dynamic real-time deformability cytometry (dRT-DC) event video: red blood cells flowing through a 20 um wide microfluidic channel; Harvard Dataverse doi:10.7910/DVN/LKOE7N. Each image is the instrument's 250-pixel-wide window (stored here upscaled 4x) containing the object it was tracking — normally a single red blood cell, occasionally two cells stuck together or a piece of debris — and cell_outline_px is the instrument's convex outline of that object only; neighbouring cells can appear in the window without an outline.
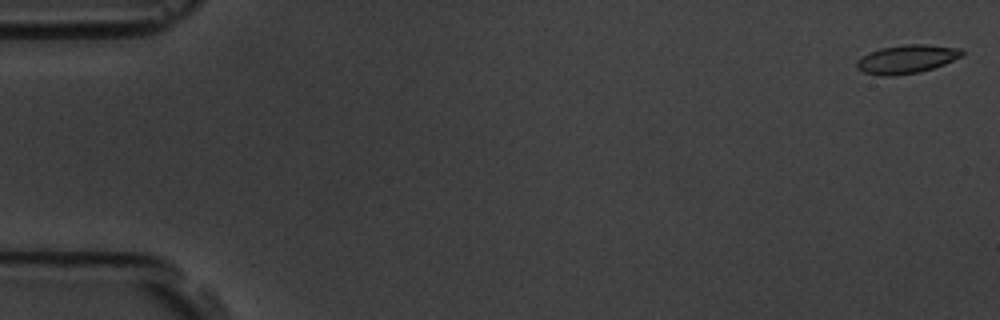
{"species": "common noctule bat (a hibernating species)", "species_latin": "Nyctalus noctula", "temperature_condition": "room temperature", "stored_images_in_passage": 5, "camera_frame_rate_fps": 3000, "um_per_image_px": 0.085, "animal": {"sex": "male", "body_mass_g": 19.5, "forearm_length_mm": 54.6}, "frame": {"image": 1, "passage_image": 1, "time_ms": 0.0, "image_size_px": [1000, 320], "cell_outline_px": [[964, 56], [944, 64], [920, 72], [892, 76], [880, 76], [864, 72], [856, 68], [856, 60], [860, 56], [868, 52], [880, 48], [904, 44], [924, 44], [960, 48], [964, 52]], "centroid_in_image_um": [77.04, 5.02], "position_along_channel_um": 8.0, "area_um2": 17.74}}
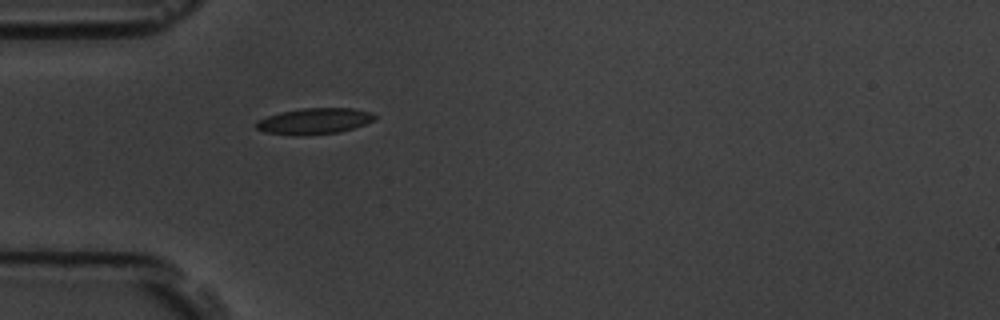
{"frame": {"image": 2, "passage_image": 5, "time_ms": 1.333, "image_size_px": [1000, 320], "cell_outline_px": [[376, 120], [340, 132], [300, 136], [292, 136], [264, 132], [256, 128], [256, 120], [280, 112], [304, 108], [352, 108], [372, 112], [376, 116]], "centroid_in_image_um": [26.7, 10.3], "position_along_channel_um": 58.3, "area_um2": 18.15}}